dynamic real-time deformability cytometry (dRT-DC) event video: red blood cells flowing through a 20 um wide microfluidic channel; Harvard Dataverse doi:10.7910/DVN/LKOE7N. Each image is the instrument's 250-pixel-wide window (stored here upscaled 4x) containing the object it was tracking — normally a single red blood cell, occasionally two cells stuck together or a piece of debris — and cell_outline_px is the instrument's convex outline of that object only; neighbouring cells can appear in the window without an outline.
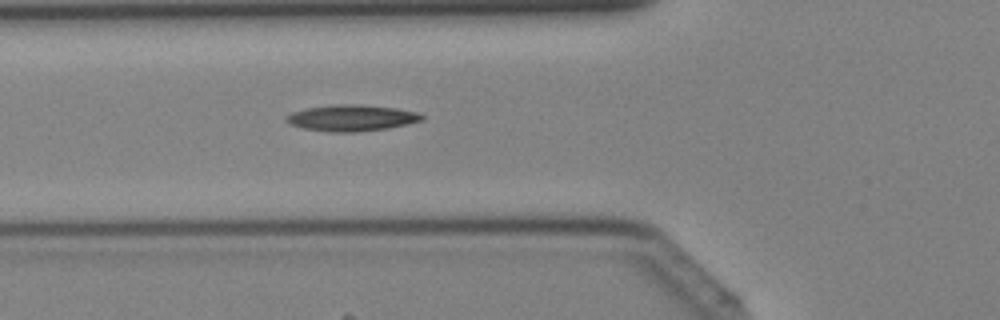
{"species": "Egyptian fruit bat (a non-hibernating species)", "species_latin": "Rousettus aegyptiacus", "temperature_condition": "cold", "stored_images_in_passage": 41, "camera_frame_rate_fps": 3000, "um_per_image_px": 0.085, "animal": {"sex": "female"}, "frame": {"image": 1, "passage_image": 15, "time_ms": 4.667, "image_size_px": [1000, 320], "cell_outline_px": [[424, 120], [408, 124], [388, 128], [352, 132], [332, 132], [304, 128], [288, 124], [284, 120], [292, 112], [308, 108], [336, 104], [352, 104], [396, 108], [416, 112], [424, 116]], "centroid_in_image_um": [29.89, 10.03], "position_along_channel_um": 95.9, "area_um2": 20.52}}
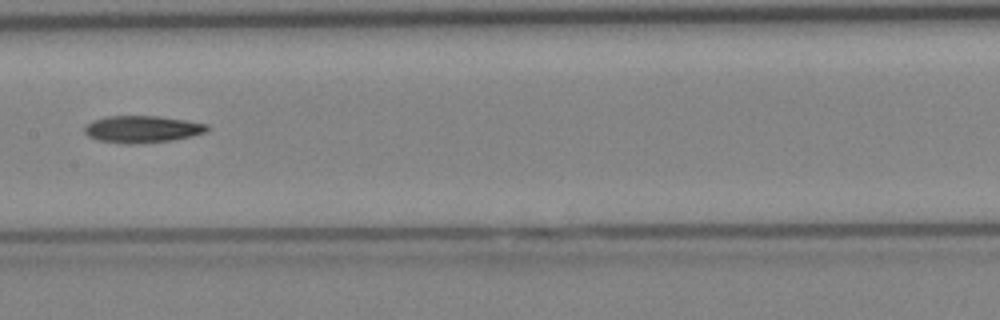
{"frame": {"image": 2, "passage_image": 21, "time_ms": 6.667, "image_size_px": [1000, 320], "cell_outline_px": [[208, 128], [204, 132], [192, 136], [172, 140], [136, 144], [128, 144], [100, 140], [88, 136], [84, 132], [84, 124], [92, 120], [104, 116], [160, 116], [208, 124]], "centroid_in_image_um": [12.04, 10.97], "position_along_channel_um": 195.4, "area_um2": 19.31}}
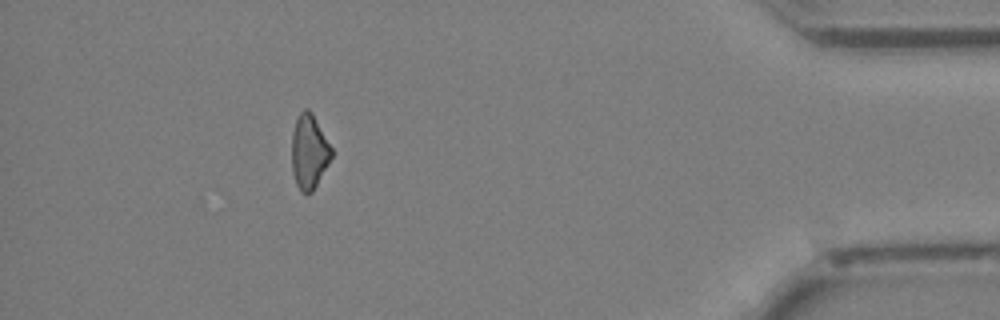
{"frame": {"image": 3, "passage_image": 37, "time_ms": 12.0, "image_size_px": [1000, 320], "cell_outline_px": [[332, 156], [328, 164], [312, 192], [300, 192], [296, 184], [292, 172], [292, 132], [296, 120], [300, 112], [304, 108], [308, 108], [312, 112], [332, 148]], "centroid_in_image_um": [26.26, 12.88], "position_along_channel_um": 408.9, "area_um2": 17.17}}